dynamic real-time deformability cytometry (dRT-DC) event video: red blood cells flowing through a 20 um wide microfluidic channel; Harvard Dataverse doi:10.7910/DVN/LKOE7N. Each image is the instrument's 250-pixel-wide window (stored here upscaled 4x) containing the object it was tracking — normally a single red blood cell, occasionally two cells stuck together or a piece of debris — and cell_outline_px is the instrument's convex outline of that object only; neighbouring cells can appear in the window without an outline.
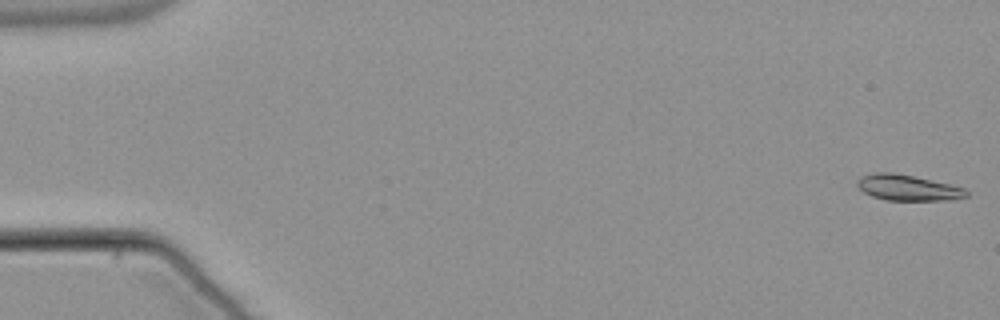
{"species": "common noctule bat (a hibernating species)", "species_latin": "Nyctalus noctula", "temperature_condition": "warm", "stored_images_in_passage": 54, "camera_frame_rate_fps": 3000, "um_per_image_px": 0.085, "animal": {"sex": "male", "body_mass_g": 21.5, "forearm_length_mm": 52.0}, "frame": {"image": 1, "passage_image": 1, "time_ms": 0.0, "image_size_px": [1000, 320], "cell_outline_px": [[968, 196], [944, 200], [884, 200], [872, 196], [864, 192], [856, 184], [856, 180], [860, 176], [872, 172], [892, 172], [912, 176], [948, 184], [964, 188], [968, 192]], "centroid_in_image_um": [77.09, 15.95], "position_along_channel_um": 7.9, "area_um2": 16.24}}
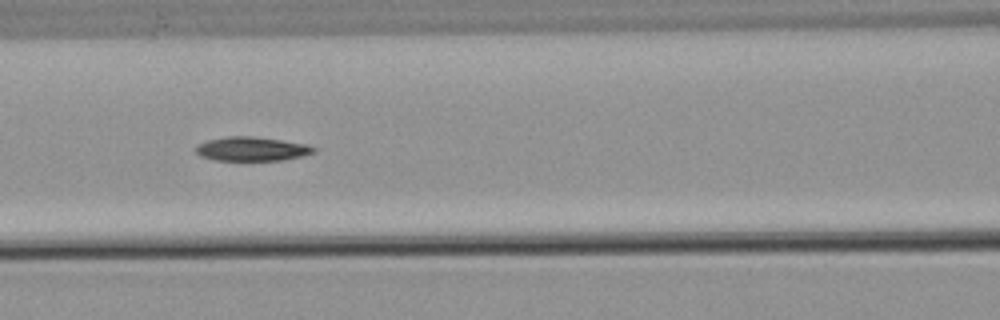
{"frame": {"image": 2, "passage_image": 24, "time_ms": 7.667, "image_size_px": [1000, 320], "cell_outline_px": [[316, 152], [304, 156], [284, 160], [216, 160], [200, 156], [196, 152], [196, 144], [208, 140], [228, 136], [252, 136], [308, 144], [316, 148]], "centroid_in_image_um": [21.43, 12.66], "position_along_channel_um": 145.2, "area_um2": 16.59}}
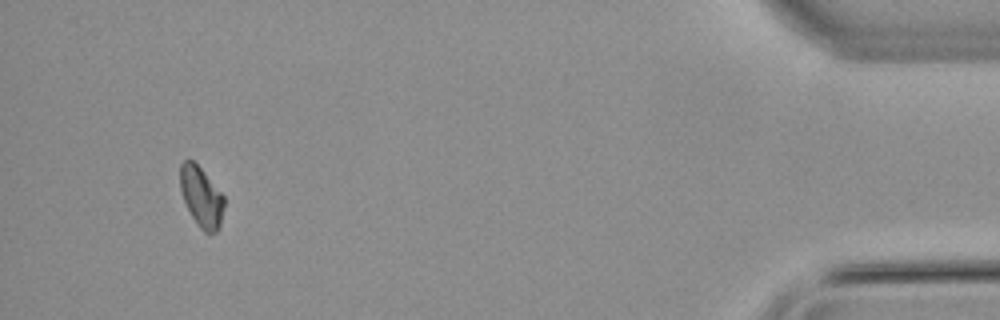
{"frame": {"image": 3, "passage_image": 51, "time_ms": 16.667, "image_size_px": [1000, 320], "cell_outline_px": [[224, 204], [220, 224], [216, 232], [208, 236], [200, 228], [192, 216], [184, 200], [180, 188], [180, 164], [184, 160], [192, 160], [200, 168], [224, 196]], "centroid_in_image_um": [17.11, 16.76], "position_along_channel_um": 418.1, "area_um2": 15.2}, "authors_computed_cell_mechanics": {"area_um2": 16.5597, "velocity_mm_per_s": 3.8372, "shape_relaxation_time_tau1_ms": 8.311, "shape_relaxation_time_tau2_ms": null, "deformation_change_tau1": 0.1614, "deformation_change_tau2": null}}